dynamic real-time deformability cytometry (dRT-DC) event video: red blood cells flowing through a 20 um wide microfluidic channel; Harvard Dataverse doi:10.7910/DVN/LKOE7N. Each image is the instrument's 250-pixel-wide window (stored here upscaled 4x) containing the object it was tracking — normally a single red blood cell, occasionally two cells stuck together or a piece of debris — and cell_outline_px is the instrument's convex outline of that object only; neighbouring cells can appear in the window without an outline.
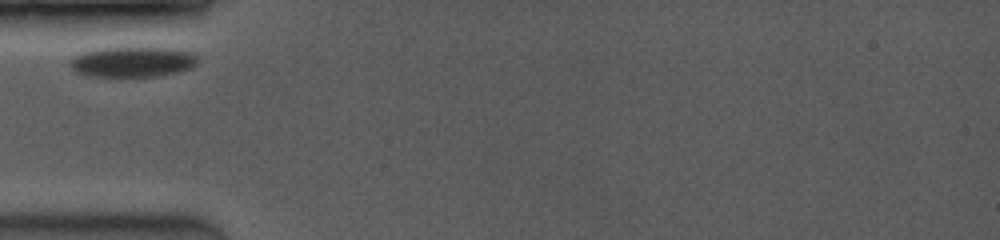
{"species": "common noctule bat (a hibernating species)", "species_latin": "Nyctalus noctula", "temperature_condition": "room temperature", "stored_images_in_passage": 2, "camera_frame_rate_fps": 3500, "um_per_image_px": 0.085, "animal": {"sex": "female", "body_mass_g": 19.0, "forearm_length_mm": 53.3}, "frame": {"image": 1, "passage_image": 1, "time_ms": 0.0, "image_size_px": [1000, 240], "cell_outline_px": [[200, 60], [192, 68], [180, 72], [156, 76], [120, 80], [80, 76], [72, 68], [72, 56], [80, 52], [96, 48], [176, 48], [196, 52]], "centroid_in_image_um": [11.27, 5.31], "position_along_channel_um": 73.7, "area_um2": 24.1}}